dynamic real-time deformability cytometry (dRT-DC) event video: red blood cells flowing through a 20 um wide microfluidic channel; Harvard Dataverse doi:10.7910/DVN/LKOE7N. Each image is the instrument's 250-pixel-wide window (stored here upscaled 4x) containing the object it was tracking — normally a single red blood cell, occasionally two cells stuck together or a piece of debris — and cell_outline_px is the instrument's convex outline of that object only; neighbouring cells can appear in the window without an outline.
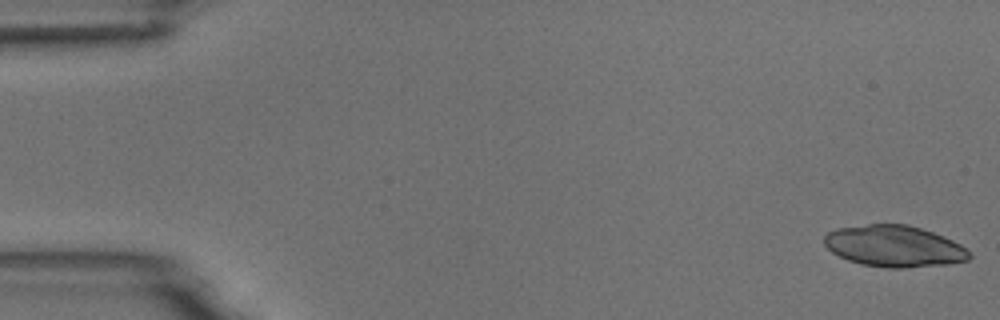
{"species": "common noctule bat (a hibernating species)", "species_latin": "Nyctalus noctula", "temperature_condition": "room temperature", "stored_images_in_passage": 25, "camera_frame_rate_fps": 3000, "um_per_image_px": 0.085, "animal": {"sex": "male", "body_mass_g": 18.8}, "frame": {"image": 1, "passage_image": 1, "time_ms": 0.0, "image_size_px": [1000, 320], "cell_outline_px": [[972, 256], [968, 260], [948, 264], [904, 268], [888, 268], [860, 264], [848, 260], [832, 252], [824, 244], [824, 236], [828, 232], [836, 228], [868, 224], [908, 224], [944, 236], [960, 244], [972, 252]], "centroid_in_image_um": [76.02, 20.93], "position_along_channel_um": 9.0, "area_um2": 35.2}}